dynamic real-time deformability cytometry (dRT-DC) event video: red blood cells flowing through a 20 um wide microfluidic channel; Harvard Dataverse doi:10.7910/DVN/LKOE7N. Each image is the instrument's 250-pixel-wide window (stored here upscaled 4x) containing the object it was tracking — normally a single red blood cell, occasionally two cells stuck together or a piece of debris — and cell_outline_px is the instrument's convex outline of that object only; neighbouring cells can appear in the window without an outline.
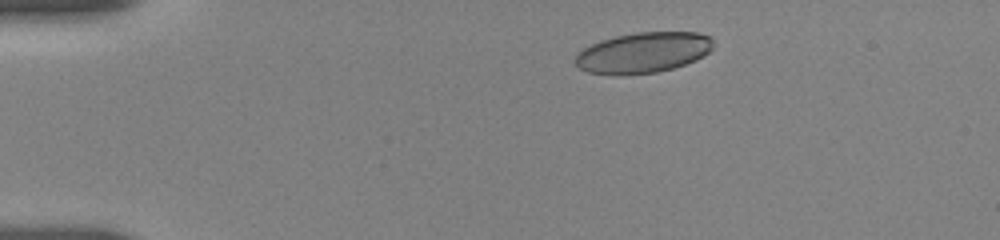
{"species": "human", "species_latin": "Homo sapiens", "temperature_condition": "room temperature", "stored_images_in_passage": 6, "camera_frame_rate_fps": 3000, "um_per_image_px": 0.085, "donor": {"sex": "female"}, "frame": {"image": 1, "passage_image": 3, "time_ms": 1.667, "image_size_px": [1000, 240], "cell_outline_px": [[712, 48], [704, 56], [696, 60], [672, 68], [656, 72], [588, 72], [580, 68], [576, 64], [576, 56], [584, 48], [600, 40], [616, 36], [636, 32], [696, 32], [708, 36], [712, 40]], "centroid_in_image_um": [54.72, 4.42], "position_along_channel_um": 30.3, "area_um2": 31.56}}